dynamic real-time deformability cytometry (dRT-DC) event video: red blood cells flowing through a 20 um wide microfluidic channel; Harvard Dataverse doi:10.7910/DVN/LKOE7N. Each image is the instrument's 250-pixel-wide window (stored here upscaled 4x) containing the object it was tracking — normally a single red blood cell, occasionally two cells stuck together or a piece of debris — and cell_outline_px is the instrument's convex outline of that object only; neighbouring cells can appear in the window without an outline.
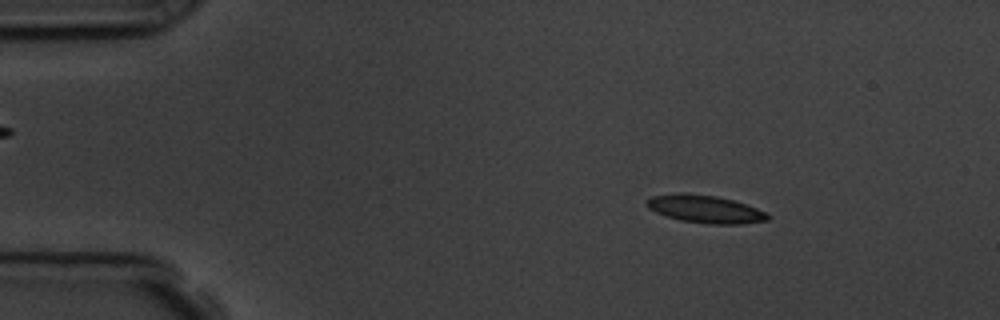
{"species": "common noctule bat (a hibernating species)", "species_latin": "Nyctalus noctula", "temperature_condition": "room temperature", "stored_images_in_passage": 56, "camera_frame_rate_fps": 3000, "um_per_image_px": 0.085, "animal": {"sex": "male", "body_mass_g": 19.5, "forearm_length_mm": 54.6}, "frame": {"image": 1, "passage_image": 8, "time_ms": 2.333, "image_size_px": [1000, 320], "cell_outline_px": [[772, 216], [768, 220], [740, 224], [708, 224], [680, 220], [664, 216], [648, 208], [648, 200], [652, 196], [716, 196], [732, 200], [768, 212]], "centroid_in_image_um": [60.06, 17.84], "position_along_channel_um": 24.9, "area_um2": 18.61}}
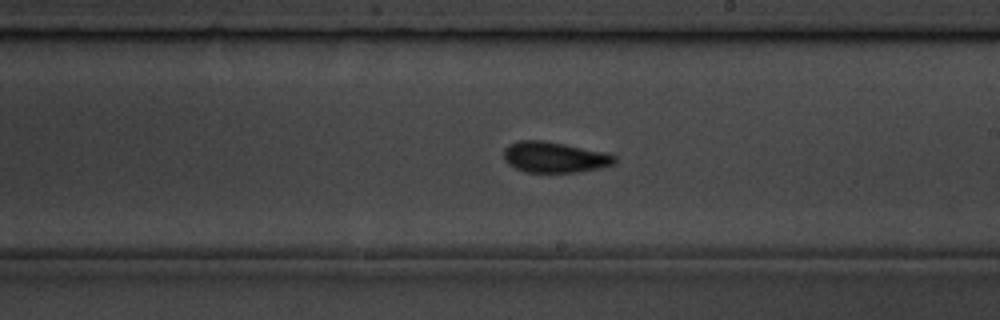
{"frame": {"image": 2, "passage_image": 32, "time_ms": 10.333, "image_size_px": [1000, 320], "cell_outline_px": [[616, 164], [600, 168], [580, 172], [524, 172], [508, 164], [504, 160], [504, 148], [508, 144], [520, 140], [540, 140], [564, 144], [608, 152], [616, 156]], "centroid_in_image_um": [47.16, 13.36], "position_along_channel_um": 241.8, "area_um2": 20.11}}
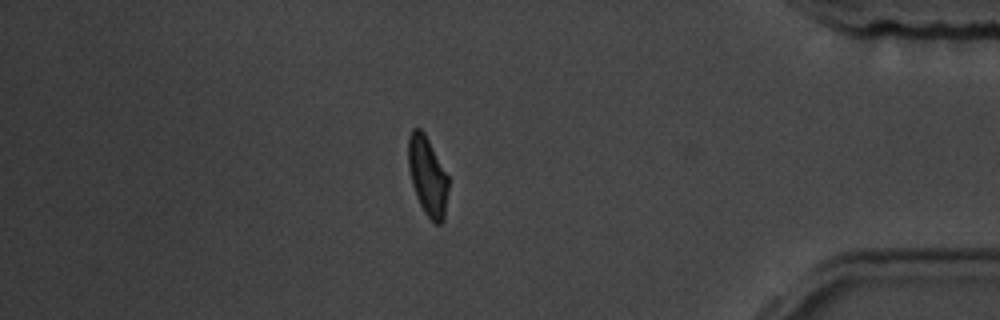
{"frame": {"image": 3, "passage_image": 48, "time_ms": 15.667, "image_size_px": [1000, 320], "cell_outline_px": [[448, 188], [444, 220], [440, 224], [436, 224], [424, 212], [416, 196], [412, 184], [408, 168], [408, 136], [412, 128], [420, 128], [424, 132], [448, 176]], "centroid_in_image_um": [36.33, 14.95], "position_along_channel_um": 398.9, "area_um2": 18.38}, "authors_computed_cell_mechanics": {"area_um2": 19.1318, "velocity_mm_per_s": 3.6115, "shape_relaxation_time_tau1_ms": 4.0992, "shape_relaxation_time_tau2_ms": 1.8545, "deformation_change_tau1": 0.1385, "deformation_change_tau2": 0.0884}}